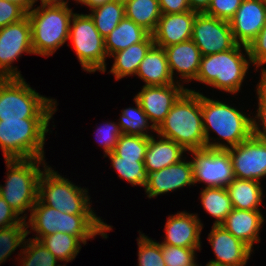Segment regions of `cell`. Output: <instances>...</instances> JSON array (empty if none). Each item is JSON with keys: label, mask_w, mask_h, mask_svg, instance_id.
<instances>
[{"label": "cell", "mask_w": 266, "mask_h": 266, "mask_svg": "<svg viewBox=\"0 0 266 266\" xmlns=\"http://www.w3.org/2000/svg\"><path fill=\"white\" fill-rule=\"evenodd\" d=\"M203 223L197 213L178 211L168 215L165 224V238L160 244L184 248H201Z\"/></svg>", "instance_id": "18"}, {"label": "cell", "mask_w": 266, "mask_h": 266, "mask_svg": "<svg viewBox=\"0 0 266 266\" xmlns=\"http://www.w3.org/2000/svg\"><path fill=\"white\" fill-rule=\"evenodd\" d=\"M148 137L122 134L114 152L123 159H145Z\"/></svg>", "instance_id": "37"}, {"label": "cell", "mask_w": 266, "mask_h": 266, "mask_svg": "<svg viewBox=\"0 0 266 266\" xmlns=\"http://www.w3.org/2000/svg\"><path fill=\"white\" fill-rule=\"evenodd\" d=\"M190 10L197 13H205L211 3V0H187Z\"/></svg>", "instance_id": "46"}, {"label": "cell", "mask_w": 266, "mask_h": 266, "mask_svg": "<svg viewBox=\"0 0 266 266\" xmlns=\"http://www.w3.org/2000/svg\"><path fill=\"white\" fill-rule=\"evenodd\" d=\"M227 150L235 178L258 182L266 178V141L251 135L237 146Z\"/></svg>", "instance_id": "14"}, {"label": "cell", "mask_w": 266, "mask_h": 266, "mask_svg": "<svg viewBox=\"0 0 266 266\" xmlns=\"http://www.w3.org/2000/svg\"><path fill=\"white\" fill-rule=\"evenodd\" d=\"M187 152L182 146L171 139L157 134L155 138L148 137V147L145 154L144 165L148 174L159 171L165 167L180 162Z\"/></svg>", "instance_id": "23"}, {"label": "cell", "mask_w": 266, "mask_h": 266, "mask_svg": "<svg viewBox=\"0 0 266 266\" xmlns=\"http://www.w3.org/2000/svg\"><path fill=\"white\" fill-rule=\"evenodd\" d=\"M231 105L208 98V96L203 95V92L201 93V112L206 148L227 150L237 146L252 135L251 115L249 117L243 110L241 111ZM212 132H215L218 138L211 137Z\"/></svg>", "instance_id": "2"}, {"label": "cell", "mask_w": 266, "mask_h": 266, "mask_svg": "<svg viewBox=\"0 0 266 266\" xmlns=\"http://www.w3.org/2000/svg\"><path fill=\"white\" fill-rule=\"evenodd\" d=\"M197 250L201 248H184L162 244V255L166 266H196Z\"/></svg>", "instance_id": "39"}, {"label": "cell", "mask_w": 266, "mask_h": 266, "mask_svg": "<svg viewBox=\"0 0 266 266\" xmlns=\"http://www.w3.org/2000/svg\"><path fill=\"white\" fill-rule=\"evenodd\" d=\"M150 33L133 20L124 17L120 23L104 38L107 56L143 42Z\"/></svg>", "instance_id": "27"}, {"label": "cell", "mask_w": 266, "mask_h": 266, "mask_svg": "<svg viewBox=\"0 0 266 266\" xmlns=\"http://www.w3.org/2000/svg\"><path fill=\"white\" fill-rule=\"evenodd\" d=\"M186 158L159 171L149 173L148 184L144 187L146 197L151 199L186 186H194L192 164Z\"/></svg>", "instance_id": "19"}, {"label": "cell", "mask_w": 266, "mask_h": 266, "mask_svg": "<svg viewBox=\"0 0 266 266\" xmlns=\"http://www.w3.org/2000/svg\"><path fill=\"white\" fill-rule=\"evenodd\" d=\"M241 2L242 0H211L205 14L229 22L240 7Z\"/></svg>", "instance_id": "42"}, {"label": "cell", "mask_w": 266, "mask_h": 266, "mask_svg": "<svg viewBox=\"0 0 266 266\" xmlns=\"http://www.w3.org/2000/svg\"><path fill=\"white\" fill-rule=\"evenodd\" d=\"M98 215H73L63 213L57 209L44 205L39 199L31 209L28 220H25L27 229L34 233L35 240H41L44 236L63 232L78 237L84 245L89 239L97 235L106 239L112 225L107 224Z\"/></svg>", "instance_id": "1"}, {"label": "cell", "mask_w": 266, "mask_h": 266, "mask_svg": "<svg viewBox=\"0 0 266 266\" xmlns=\"http://www.w3.org/2000/svg\"><path fill=\"white\" fill-rule=\"evenodd\" d=\"M6 1H12V2L18 3L28 12L34 6H36L35 3H37L38 0H6Z\"/></svg>", "instance_id": "48"}, {"label": "cell", "mask_w": 266, "mask_h": 266, "mask_svg": "<svg viewBox=\"0 0 266 266\" xmlns=\"http://www.w3.org/2000/svg\"><path fill=\"white\" fill-rule=\"evenodd\" d=\"M262 182L235 178L226 188L234 209L261 210L264 190Z\"/></svg>", "instance_id": "26"}, {"label": "cell", "mask_w": 266, "mask_h": 266, "mask_svg": "<svg viewBox=\"0 0 266 266\" xmlns=\"http://www.w3.org/2000/svg\"><path fill=\"white\" fill-rule=\"evenodd\" d=\"M20 249L17 257L18 261H21L18 264H21L20 266H64L57 265L59 260L39 240L25 239L24 245Z\"/></svg>", "instance_id": "34"}, {"label": "cell", "mask_w": 266, "mask_h": 266, "mask_svg": "<svg viewBox=\"0 0 266 266\" xmlns=\"http://www.w3.org/2000/svg\"><path fill=\"white\" fill-rule=\"evenodd\" d=\"M56 99L39 94L24 78L0 79V120L53 118Z\"/></svg>", "instance_id": "8"}, {"label": "cell", "mask_w": 266, "mask_h": 266, "mask_svg": "<svg viewBox=\"0 0 266 266\" xmlns=\"http://www.w3.org/2000/svg\"><path fill=\"white\" fill-rule=\"evenodd\" d=\"M193 182L204 183L206 187L226 188L234 179L235 174L228 150L196 149L190 150Z\"/></svg>", "instance_id": "11"}, {"label": "cell", "mask_w": 266, "mask_h": 266, "mask_svg": "<svg viewBox=\"0 0 266 266\" xmlns=\"http://www.w3.org/2000/svg\"><path fill=\"white\" fill-rule=\"evenodd\" d=\"M48 165L38 181V199L51 208L73 215H96L87 188L78 187Z\"/></svg>", "instance_id": "9"}, {"label": "cell", "mask_w": 266, "mask_h": 266, "mask_svg": "<svg viewBox=\"0 0 266 266\" xmlns=\"http://www.w3.org/2000/svg\"><path fill=\"white\" fill-rule=\"evenodd\" d=\"M27 16V11L18 3L0 0V29L21 21Z\"/></svg>", "instance_id": "43"}, {"label": "cell", "mask_w": 266, "mask_h": 266, "mask_svg": "<svg viewBox=\"0 0 266 266\" xmlns=\"http://www.w3.org/2000/svg\"><path fill=\"white\" fill-rule=\"evenodd\" d=\"M120 179H124L132 186L145 187L148 184L149 174L145 169L144 159H123L114 151L106 155Z\"/></svg>", "instance_id": "32"}, {"label": "cell", "mask_w": 266, "mask_h": 266, "mask_svg": "<svg viewBox=\"0 0 266 266\" xmlns=\"http://www.w3.org/2000/svg\"><path fill=\"white\" fill-rule=\"evenodd\" d=\"M247 48L255 70L260 68V75L266 76V24Z\"/></svg>", "instance_id": "41"}, {"label": "cell", "mask_w": 266, "mask_h": 266, "mask_svg": "<svg viewBox=\"0 0 266 266\" xmlns=\"http://www.w3.org/2000/svg\"><path fill=\"white\" fill-rule=\"evenodd\" d=\"M155 134L173 140L187 152L206 148L201 92L187 88L172 105Z\"/></svg>", "instance_id": "4"}, {"label": "cell", "mask_w": 266, "mask_h": 266, "mask_svg": "<svg viewBox=\"0 0 266 266\" xmlns=\"http://www.w3.org/2000/svg\"><path fill=\"white\" fill-rule=\"evenodd\" d=\"M154 45L150 34L143 42L132 44L124 50L111 54L109 57L113 58L114 62L108 73L114 75L116 81L126 76H135L141 61Z\"/></svg>", "instance_id": "25"}, {"label": "cell", "mask_w": 266, "mask_h": 266, "mask_svg": "<svg viewBox=\"0 0 266 266\" xmlns=\"http://www.w3.org/2000/svg\"><path fill=\"white\" fill-rule=\"evenodd\" d=\"M24 118L0 120V148L5 159H45L44 144L50 120Z\"/></svg>", "instance_id": "7"}, {"label": "cell", "mask_w": 266, "mask_h": 266, "mask_svg": "<svg viewBox=\"0 0 266 266\" xmlns=\"http://www.w3.org/2000/svg\"><path fill=\"white\" fill-rule=\"evenodd\" d=\"M23 53L34 54L28 16L0 29V79L23 78L14 61Z\"/></svg>", "instance_id": "12"}, {"label": "cell", "mask_w": 266, "mask_h": 266, "mask_svg": "<svg viewBox=\"0 0 266 266\" xmlns=\"http://www.w3.org/2000/svg\"><path fill=\"white\" fill-rule=\"evenodd\" d=\"M26 223L14 209L0 196V229Z\"/></svg>", "instance_id": "44"}, {"label": "cell", "mask_w": 266, "mask_h": 266, "mask_svg": "<svg viewBox=\"0 0 266 266\" xmlns=\"http://www.w3.org/2000/svg\"><path fill=\"white\" fill-rule=\"evenodd\" d=\"M40 2V6L27 12L31 24L32 48L35 55L49 57L68 41L74 12L67 1Z\"/></svg>", "instance_id": "3"}, {"label": "cell", "mask_w": 266, "mask_h": 266, "mask_svg": "<svg viewBox=\"0 0 266 266\" xmlns=\"http://www.w3.org/2000/svg\"><path fill=\"white\" fill-rule=\"evenodd\" d=\"M208 234V241L216 258L208 261L209 265L246 266L254 253L244 242L235 238L222 225H213Z\"/></svg>", "instance_id": "16"}, {"label": "cell", "mask_w": 266, "mask_h": 266, "mask_svg": "<svg viewBox=\"0 0 266 266\" xmlns=\"http://www.w3.org/2000/svg\"><path fill=\"white\" fill-rule=\"evenodd\" d=\"M162 14L183 13L190 10L187 0H158Z\"/></svg>", "instance_id": "45"}, {"label": "cell", "mask_w": 266, "mask_h": 266, "mask_svg": "<svg viewBox=\"0 0 266 266\" xmlns=\"http://www.w3.org/2000/svg\"><path fill=\"white\" fill-rule=\"evenodd\" d=\"M196 15L197 12L192 10L183 13L162 14L152 33L155 45L165 48L191 40Z\"/></svg>", "instance_id": "21"}, {"label": "cell", "mask_w": 266, "mask_h": 266, "mask_svg": "<svg viewBox=\"0 0 266 266\" xmlns=\"http://www.w3.org/2000/svg\"><path fill=\"white\" fill-rule=\"evenodd\" d=\"M250 65L253 66L248 48L237 44L230 50L202 56L195 81L231 95L237 94Z\"/></svg>", "instance_id": "5"}, {"label": "cell", "mask_w": 266, "mask_h": 266, "mask_svg": "<svg viewBox=\"0 0 266 266\" xmlns=\"http://www.w3.org/2000/svg\"><path fill=\"white\" fill-rule=\"evenodd\" d=\"M138 244V266H166L162 255V244L144 235L140 230Z\"/></svg>", "instance_id": "36"}, {"label": "cell", "mask_w": 266, "mask_h": 266, "mask_svg": "<svg viewBox=\"0 0 266 266\" xmlns=\"http://www.w3.org/2000/svg\"><path fill=\"white\" fill-rule=\"evenodd\" d=\"M187 90L181 83L161 86H142L135 95L150 123L157 129L177 99Z\"/></svg>", "instance_id": "15"}, {"label": "cell", "mask_w": 266, "mask_h": 266, "mask_svg": "<svg viewBox=\"0 0 266 266\" xmlns=\"http://www.w3.org/2000/svg\"><path fill=\"white\" fill-rule=\"evenodd\" d=\"M68 40H71L78 61L83 71L94 73L107 71L105 41L96 29L89 14L74 12L69 29Z\"/></svg>", "instance_id": "10"}, {"label": "cell", "mask_w": 266, "mask_h": 266, "mask_svg": "<svg viewBox=\"0 0 266 266\" xmlns=\"http://www.w3.org/2000/svg\"><path fill=\"white\" fill-rule=\"evenodd\" d=\"M5 165L7 176L5 184L0 185V196L23 220H27L26 211L31 213L32 207L38 200V181L48 166L46 160L5 159Z\"/></svg>", "instance_id": "6"}, {"label": "cell", "mask_w": 266, "mask_h": 266, "mask_svg": "<svg viewBox=\"0 0 266 266\" xmlns=\"http://www.w3.org/2000/svg\"><path fill=\"white\" fill-rule=\"evenodd\" d=\"M260 77L255 90L258 98V108L256 115L251 117L252 136L266 141V76Z\"/></svg>", "instance_id": "38"}, {"label": "cell", "mask_w": 266, "mask_h": 266, "mask_svg": "<svg viewBox=\"0 0 266 266\" xmlns=\"http://www.w3.org/2000/svg\"><path fill=\"white\" fill-rule=\"evenodd\" d=\"M124 11L125 17L133 20L150 34L156 29L162 15L158 0H127Z\"/></svg>", "instance_id": "28"}, {"label": "cell", "mask_w": 266, "mask_h": 266, "mask_svg": "<svg viewBox=\"0 0 266 266\" xmlns=\"http://www.w3.org/2000/svg\"><path fill=\"white\" fill-rule=\"evenodd\" d=\"M191 40L202 56L230 50L237 45L230 23L205 13H197Z\"/></svg>", "instance_id": "13"}, {"label": "cell", "mask_w": 266, "mask_h": 266, "mask_svg": "<svg viewBox=\"0 0 266 266\" xmlns=\"http://www.w3.org/2000/svg\"><path fill=\"white\" fill-rule=\"evenodd\" d=\"M31 232L27 229L26 223L0 229V264L5 262L17 248L23 247L26 237Z\"/></svg>", "instance_id": "35"}, {"label": "cell", "mask_w": 266, "mask_h": 266, "mask_svg": "<svg viewBox=\"0 0 266 266\" xmlns=\"http://www.w3.org/2000/svg\"><path fill=\"white\" fill-rule=\"evenodd\" d=\"M103 124V125H102ZM97 126V132L95 133L96 141L99 143L100 147L103 148L104 157L114 151L118 139L122 135L119 124L117 122H104Z\"/></svg>", "instance_id": "40"}, {"label": "cell", "mask_w": 266, "mask_h": 266, "mask_svg": "<svg viewBox=\"0 0 266 266\" xmlns=\"http://www.w3.org/2000/svg\"><path fill=\"white\" fill-rule=\"evenodd\" d=\"M110 1L112 0H79L77 4L80 3L81 5H84L91 10L97 6L103 5L104 3Z\"/></svg>", "instance_id": "47"}, {"label": "cell", "mask_w": 266, "mask_h": 266, "mask_svg": "<svg viewBox=\"0 0 266 266\" xmlns=\"http://www.w3.org/2000/svg\"><path fill=\"white\" fill-rule=\"evenodd\" d=\"M113 1H116V2H119V3H122V4H125L127 0H113Z\"/></svg>", "instance_id": "49"}, {"label": "cell", "mask_w": 266, "mask_h": 266, "mask_svg": "<svg viewBox=\"0 0 266 266\" xmlns=\"http://www.w3.org/2000/svg\"><path fill=\"white\" fill-rule=\"evenodd\" d=\"M200 201L204 210L215 218L213 225H221L233 209L227 188L204 187L200 191Z\"/></svg>", "instance_id": "29"}, {"label": "cell", "mask_w": 266, "mask_h": 266, "mask_svg": "<svg viewBox=\"0 0 266 266\" xmlns=\"http://www.w3.org/2000/svg\"><path fill=\"white\" fill-rule=\"evenodd\" d=\"M40 241L64 266L76 258L84 245L78 237L63 232L44 236Z\"/></svg>", "instance_id": "30"}, {"label": "cell", "mask_w": 266, "mask_h": 266, "mask_svg": "<svg viewBox=\"0 0 266 266\" xmlns=\"http://www.w3.org/2000/svg\"><path fill=\"white\" fill-rule=\"evenodd\" d=\"M144 86H161L176 83L173 79L163 48L154 45L141 61L136 75Z\"/></svg>", "instance_id": "24"}, {"label": "cell", "mask_w": 266, "mask_h": 266, "mask_svg": "<svg viewBox=\"0 0 266 266\" xmlns=\"http://www.w3.org/2000/svg\"><path fill=\"white\" fill-rule=\"evenodd\" d=\"M90 12L88 14L103 38L107 37L125 17L124 4L113 0L91 9Z\"/></svg>", "instance_id": "33"}, {"label": "cell", "mask_w": 266, "mask_h": 266, "mask_svg": "<svg viewBox=\"0 0 266 266\" xmlns=\"http://www.w3.org/2000/svg\"><path fill=\"white\" fill-rule=\"evenodd\" d=\"M264 218L261 210H238L233 208L221 225L254 251V243L261 241L259 234L265 223Z\"/></svg>", "instance_id": "22"}, {"label": "cell", "mask_w": 266, "mask_h": 266, "mask_svg": "<svg viewBox=\"0 0 266 266\" xmlns=\"http://www.w3.org/2000/svg\"><path fill=\"white\" fill-rule=\"evenodd\" d=\"M63 1L69 2L70 0H63ZM73 1H75L77 3L79 0H73Z\"/></svg>", "instance_id": "50"}, {"label": "cell", "mask_w": 266, "mask_h": 266, "mask_svg": "<svg viewBox=\"0 0 266 266\" xmlns=\"http://www.w3.org/2000/svg\"><path fill=\"white\" fill-rule=\"evenodd\" d=\"M163 49L166 53L169 70L173 79H175L176 75H179L176 77V83L182 81L181 84L183 83L184 86V83L196 80L202 54L192 40L173 44Z\"/></svg>", "instance_id": "20"}, {"label": "cell", "mask_w": 266, "mask_h": 266, "mask_svg": "<svg viewBox=\"0 0 266 266\" xmlns=\"http://www.w3.org/2000/svg\"><path fill=\"white\" fill-rule=\"evenodd\" d=\"M229 23L236 43L248 47L266 24L265 0H242Z\"/></svg>", "instance_id": "17"}, {"label": "cell", "mask_w": 266, "mask_h": 266, "mask_svg": "<svg viewBox=\"0 0 266 266\" xmlns=\"http://www.w3.org/2000/svg\"><path fill=\"white\" fill-rule=\"evenodd\" d=\"M133 101L136 107H128L121 110L120 118L117 123L119 124L122 134L147 137L153 135L156 129L150 123L140 103L135 98ZM150 131L153 132V134L150 133Z\"/></svg>", "instance_id": "31"}]
</instances>
